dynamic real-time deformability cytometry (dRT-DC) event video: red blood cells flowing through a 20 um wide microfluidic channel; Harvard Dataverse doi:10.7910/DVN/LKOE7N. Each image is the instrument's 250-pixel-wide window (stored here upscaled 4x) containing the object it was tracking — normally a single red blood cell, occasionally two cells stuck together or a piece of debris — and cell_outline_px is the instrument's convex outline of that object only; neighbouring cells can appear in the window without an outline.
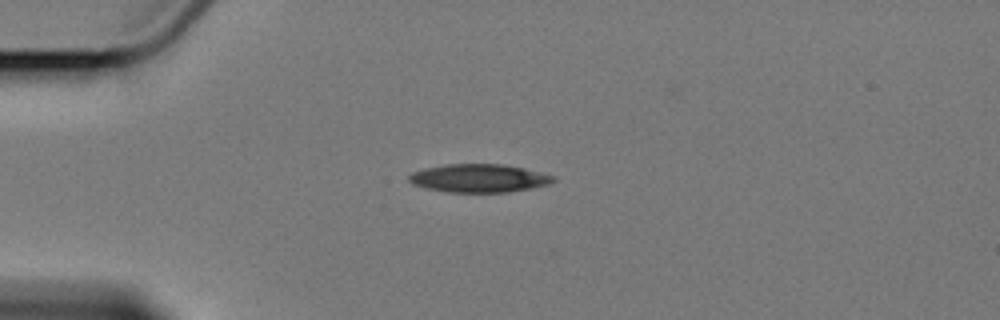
{"species": "Egyptian fruit bat (a non-hibernating species)", "species_latin": "Rousettus aegyptiacus", "temperature_condition": "cold", "stored_images_in_passage": 3, "camera_frame_rate_fps": 3000, "um_per_image_px": 0.085, "animal": {"sex": "female"}, "frame": {"image": 1, "passage_image": 1, "time_ms": 0.0, "image_size_px": [1000, 320], "cell_outline_px": [[556, 180], [548, 184], [508, 192], [448, 192], [424, 188], [412, 184], [408, 180], [408, 176], [412, 172], [424, 168], [444, 164], [504, 164], [524, 168], [556, 176]], "centroid_in_image_um": [40.67, 15.14], "position_along_channel_um": 44.3, "area_um2": 23.81}}
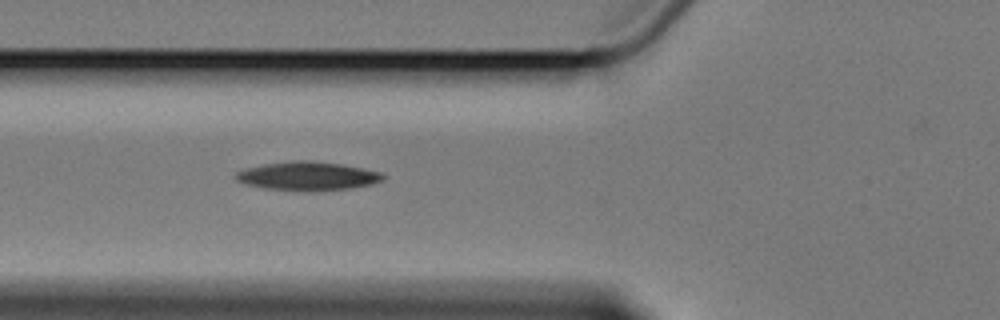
{"frame": {"image": 2, "passage_image": 3, "time_ms": 2.333, "image_size_px": [1000, 320], "cell_outline_px": [[388, 176], [384, 180], [372, 184], [352, 188], [320, 192], [304, 192], [264, 188], [244, 184], [236, 180], [236, 172], [248, 168], [264, 164], [292, 160], [312, 160], [340, 164], [364, 168], [380, 172]], "centroid_in_image_um": [26.2, 14.98], "position_along_channel_um": 99.6, "area_um2": 25.14}}